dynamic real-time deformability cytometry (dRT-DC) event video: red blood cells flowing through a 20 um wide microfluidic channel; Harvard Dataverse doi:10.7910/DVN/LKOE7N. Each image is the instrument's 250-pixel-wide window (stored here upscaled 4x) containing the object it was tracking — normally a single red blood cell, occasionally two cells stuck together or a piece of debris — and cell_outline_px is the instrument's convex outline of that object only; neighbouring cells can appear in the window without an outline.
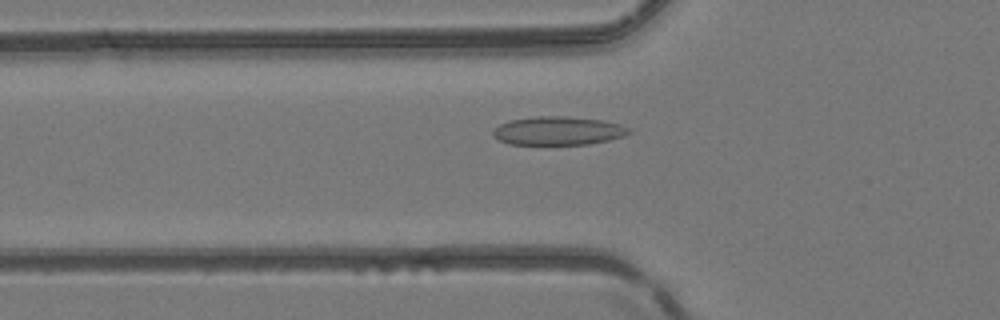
{"species": "common noctule bat (a hibernating species)", "species_latin": "Nyctalus noctula", "temperature_condition": "room temperature", "stored_images_in_passage": 43, "camera_frame_rate_fps": 3000, "um_per_image_px": 0.085, "animal": {"sex": "female", "body_mass_g": 24.6, "forearm_length_mm": 56.2}, "frame": {"image": 1, "passage_image": 13, "time_ms": 4.0, "image_size_px": [1000, 320], "cell_outline_px": [[632, 132], [624, 136], [608, 140], [588, 144], [508, 144], [492, 136], [492, 132], [500, 124], [508, 120], [536, 116], [564, 116], [600, 120], [620, 124], [632, 128]], "centroid_in_image_um": [47.45, 11.11], "position_along_channel_um": 78.4, "area_um2": 22.6}}
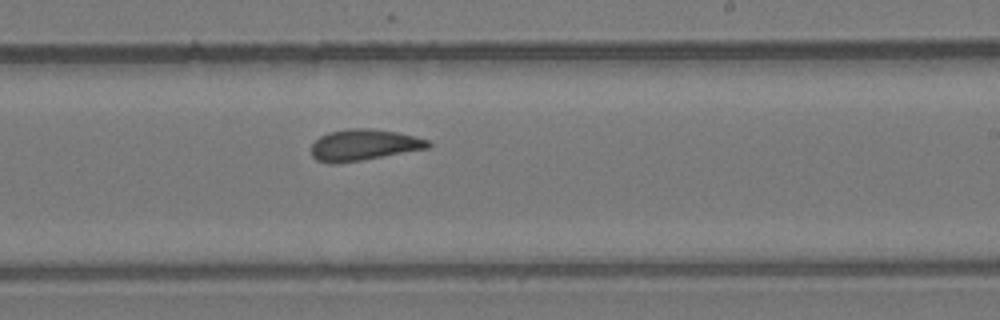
{"frame": {"image": 2, "passage_image": 26, "time_ms": 8.333, "image_size_px": [1000, 320], "cell_outline_px": [[432, 144], [428, 148], [360, 160], [332, 164], [316, 160], [312, 156], [312, 144], [320, 136], [328, 132], [348, 128], [368, 128], [396, 132], [416, 136], [428, 140]], "centroid_in_image_um": [30.9, 12.31], "position_along_channel_um": 258.1, "area_um2": 21.1}}
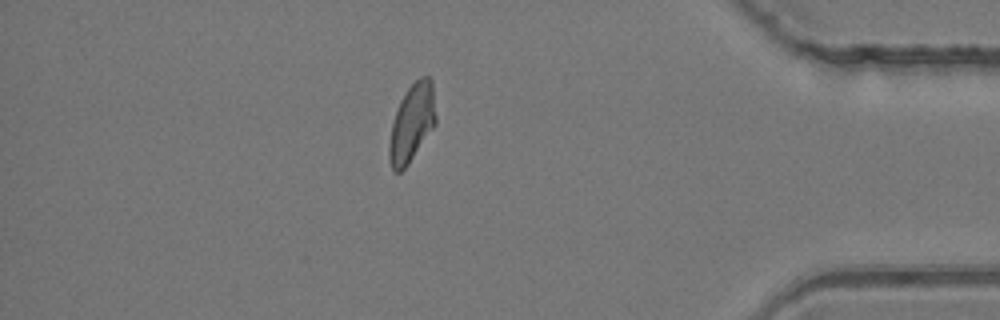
{"frame": {"image": 3, "passage_image": 39, "time_ms": 12.667, "image_size_px": [1000, 320], "cell_outline_px": [[436, 124], [408, 164], [400, 172], [396, 172], [392, 168], [388, 160], [388, 148], [392, 124], [400, 100], [408, 88], [420, 76], [428, 76], [432, 80], [436, 116]], "centroid_in_image_um": [35.01, 10.45], "position_along_channel_um": 400.2, "area_um2": 21.04}}